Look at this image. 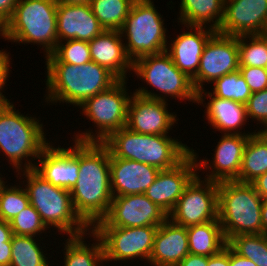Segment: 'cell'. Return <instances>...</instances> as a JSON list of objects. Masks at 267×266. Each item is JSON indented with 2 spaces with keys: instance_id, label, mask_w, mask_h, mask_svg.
Returning a JSON list of instances; mask_svg holds the SVG:
<instances>
[{
  "instance_id": "1",
  "label": "cell",
  "mask_w": 267,
  "mask_h": 266,
  "mask_svg": "<svg viewBox=\"0 0 267 266\" xmlns=\"http://www.w3.org/2000/svg\"><path fill=\"white\" fill-rule=\"evenodd\" d=\"M70 193L75 212L90 228L108 214L110 151L103 143L79 142V177Z\"/></svg>"
},
{
  "instance_id": "2",
  "label": "cell",
  "mask_w": 267,
  "mask_h": 266,
  "mask_svg": "<svg viewBox=\"0 0 267 266\" xmlns=\"http://www.w3.org/2000/svg\"><path fill=\"white\" fill-rule=\"evenodd\" d=\"M45 64L46 98L43 101L49 106L65 103L77 108L86 99L109 89L118 81L110 71L93 61L81 65Z\"/></svg>"
},
{
  "instance_id": "3",
  "label": "cell",
  "mask_w": 267,
  "mask_h": 266,
  "mask_svg": "<svg viewBox=\"0 0 267 266\" xmlns=\"http://www.w3.org/2000/svg\"><path fill=\"white\" fill-rule=\"evenodd\" d=\"M28 114L16 110L12 101L0 104V156H6L14 172L34 169L40 153L52 142L41 119Z\"/></svg>"
},
{
  "instance_id": "4",
  "label": "cell",
  "mask_w": 267,
  "mask_h": 266,
  "mask_svg": "<svg viewBox=\"0 0 267 266\" xmlns=\"http://www.w3.org/2000/svg\"><path fill=\"white\" fill-rule=\"evenodd\" d=\"M14 173L17 179L23 180L21 184L27 192L30 204L40 214L48 229L54 228L58 235L66 234V237L83 235L91 230L75 212L69 190L54 186L34 169Z\"/></svg>"
},
{
  "instance_id": "5",
  "label": "cell",
  "mask_w": 267,
  "mask_h": 266,
  "mask_svg": "<svg viewBox=\"0 0 267 266\" xmlns=\"http://www.w3.org/2000/svg\"><path fill=\"white\" fill-rule=\"evenodd\" d=\"M57 4L55 0H18L12 17L0 30V37L19 45L36 44L45 57L52 54L58 44Z\"/></svg>"
},
{
  "instance_id": "6",
  "label": "cell",
  "mask_w": 267,
  "mask_h": 266,
  "mask_svg": "<svg viewBox=\"0 0 267 266\" xmlns=\"http://www.w3.org/2000/svg\"><path fill=\"white\" fill-rule=\"evenodd\" d=\"M103 144L113 157L146 163L159 170L175 167L191 152L177 137L140 134L127 127L112 133Z\"/></svg>"
},
{
  "instance_id": "7",
  "label": "cell",
  "mask_w": 267,
  "mask_h": 266,
  "mask_svg": "<svg viewBox=\"0 0 267 266\" xmlns=\"http://www.w3.org/2000/svg\"><path fill=\"white\" fill-rule=\"evenodd\" d=\"M262 197L251 183L218 182V220L224 237L262 234Z\"/></svg>"
},
{
  "instance_id": "8",
  "label": "cell",
  "mask_w": 267,
  "mask_h": 266,
  "mask_svg": "<svg viewBox=\"0 0 267 266\" xmlns=\"http://www.w3.org/2000/svg\"><path fill=\"white\" fill-rule=\"evenodd\" d=\"M132 72L135 74L132 76L137 77V80L142 79L153 90L143 86L133 90L140 96L162 101L172 98L196 103L197 91L192 79L175 66L166 51L137 58L133 61Z\"/></svg>"
},
{
  "instance_id": "9",
  "label": "cell",
  "mask_w": 267,
  "mask_h": 266,
  "mask_svg": "<svg viewBox=\"0 0 267 266\" xmlns=\"http://www.w3.org/2000/svg\"><path fill=\"white\" fill-rule=\"evenodd\" d=\"M127 81L118 80L109 89L86 99L77 107L96 128L95 132L90 128L74 132L72 140L103 143L112 133L126 127L128 105L133 94L127 89Z\"/></svg>"
},
{
  "instance_id": "10",
  "label": "cell",
  "mask_w": 267,
  "mask_h": 266,
  "mask_svg": "<svg viewBox=\"0 0 267 266\" xmlns=\"http://www.w3.org/2000/svg\"><path fill=\"white\" fill-rule=\"evenodd\" d=\"M153 1L135 0L120 29L127 56L132 62L145 55L166 51L168 30Z\"/></svg>"
},
{
  "instance_id": "11",
  "label": "cell",
  "mask_w": 267,
  "mask_h": 266,
  "mask_svg": "<svg viewBox=\"0 0 267 266\" xmlns=\"http://www.w3.org/2000/svg\"><path fill=\"white\" fill-rule=\"evenodd\" d=\"M157 229L158 226L91 228L102 241L105 264L115 261V265L117 261L133 264V260L148 263Z\"/></svg>"
},
{
  "instance_id": "12",
  "label": "cell",
  "mask_w": 267,
  "mask_h": 266,
  "mask_svg": "<svg viewBox=\"0 0 267 266\" xmlns=\"http://www.w3.org/2000/svg\"><path fill=\"white\" fill-rule=\"evenodd\" d=\"M197 174L186 186L168 219L183 227L204 224L218 219V182Z\"/></svg>"
},
{
  "instance_id": "13",
  "label": "cell",
  "mask_w": 267,
  "mask_h": 266,
  "mask_svg": "<svg viewBox=\"0 0 267 266\" xmlns=\"http://www.w3.org/2000/svg\"><path fill=\"white\" fill-rule=\"evenodd\" d=\"M168 214L145 194L113 197L108 214L93 227L159 226Z\"/></svg>"
},
{
  "instance_id": "14",
  "label": "cell",
  "mask_w": 267,
  "mask_h": 266,
  "mask_svg": "<svg viewBox=\"0 0 267 266\" xmlns=\"http://www.w3.org/2000/svg\"><path fill=\"white\" fill-rule=\"evenodd\" d=\"M239 70L238 37L216 32L206 43L197 74L192 78L195 90H203L216 79ZM205 83V84H204Z\"/></svg>"
},
{
  "instance_id": "15",
  "label": "cell",
  "mask_w": 267,
  "mask_h": 266,
  "mask_svg": "<svg viewBox=\"0 0 267 266\" xmlns=\"http://www.w3.org/2000/svg\"><path fill=\"white\" fill-rule=\"evenodd\" d=\"M250 135L222 134L213 149L212 159L199 158L198 152L191 147V152L197 162L198 173L202 170V178L221 182L233 181L239 177L241 169L243 151ZM199 160V161H198ZM209 170V171H208ZM208 171V172H207ZM206 173V175H204Z\"/></svg>"
},
{
  "instance_id": "16",
  "label": "cell",
  "mask_w": 267,
  "mask_h": 266,
  "mask_svg": "<svg viewBox=\"0 0 267 266\" xmlns=\"http://www.w3.org/2000/svg\"><path fill=\"white\" fill-rule=\"evenodd\" d=\"M167 102L133 92L128 105L126 127L140 134L169 135L179 118L175 112H170Z\"/></svg>"
},
{
  "instance_id": "17",
  "label": "cell",
  "mask_w": 267,
  "mask_h": 266,
  "mask_svg": "<svg viewBox=\"0 0 267 266\" xmlns=\"http://www.w3.org/2000/svg\"><path fill=\"white\" fill-rule=\"evenodd\" d=\"M71 141V145L66 148L51 142L40 153L34 166V170L45 180L69 191L79 177V141Z\"/></svg>"
},
{
  "instance_id": "18",
  "label": "cell",
  "mask_w": 267,
  "mask_h": 266,
  "mask_svg": "<svg viewBox=\"0 0 267 266\" xmlns=\"http://www.w3.org/2000/svg\"><path fill=\"white\" fill-rule=\"evenodd\" d=\"M217 32L234 37L267 34V0H224Z\"/></svg>"
},
{
  "instance_id": "19",
  "label": "cell",
  "mask_w": 267,
  "mask_h": 266,
  "mask_svg": "<svg viewBox=\"0 0 267 266\" xmlns=\"http://www.w3.org/2000/svg\"><path fill=\"white\" fill-rule=\"evenodd\" d=\"M197 174V162L192 152H190L175 167L160 170L154 182L144 194L169 214L183 194L186 186Z\"/></svg>"
},
{
  "instance_id": "20",
  "label": "cell",
  "mask_w": 267,
  "mask_h": 266,
  "mask_svg": "<svg viewBox=\"0 0 267 266\" xmlns=\"http://www.w3.org/2000/svg\"><path fill=\"white\" fill-rule=\"evenodd\" d=\"M206 90L208 89L204 88L197 92L196 103L205 108V119L215 131L221 134L241 135H253L258 131V129L251 132L248 130H246L247 132L245 130L244 132L242 131L247 122H249L246 104L216 97ZM205 100H208V102L206 103Z\"/></svg>"
},
{
  "instance_id": "21",
  "label": "cell",
  "mask_w": 267,
  "mask_h": 266,
  "mask_svg": "<svg viewBox=\"0 0 267 266\" xmlns=\"http://www.w3.org/2000/svg\"><path fill=\"white\" fill-rule=\"evenodd\" d=\"M173 40L168 41L166 52L175 66L191 79L197 74L201 55L208 40L217 32L206 26H185Z\"/></svg>"
},
{
  "instance_id": "22",
  "label": "cell",
  "mask_w": 267,
  "mask_h": 266,
  "mask_svg": "<svg viewBox=\"0 0 267 266\" xmlns=\"http://www.w3.org/2000/svg\"><path fill=\"white\" fill-rule=\"evenodd\" d=\"M160 170L146 163L113 157L110 154V179L113 197L144 194Z\"/></svg>"
},
{
  "instance_id": "23",
  "label": "cell",
  "mask_w": 267,
  "mask_h": 266,
  "mask_svg": "<svg viewBox=\"0 0 267 266\" xmlns=\"http://www.w3.org/2000/svg\"><path fill=\"white\" fill-rule=\"evenodd\" d=\"M103 31L90 4H57L58 42L73 39L89 42Z\"/></svg>"
},
{
  "instance_id": "24",
  "label": "cell",
  "mask_w": 267,
  "mask_h": 266,
  "mask_svg": "<svg viewBox=\"0 0 267 266\" xmlns=\"http://www.w3.org/2000/svg\"><path fill=\"white\" fill-rule=\"evenodd\" d=\"M120 31L104 30L88 42L91 60L110 71L118 80H128L132 60L127 56Z\"/></svg>"
},
{
  "instance_id": "25",
  "label": "cell",
  "mask_w": 267,
  "mask_h": 266,
  "mask_svg": "<svg viewBox=\"0 0 267 266\" xmlns=\"http://www.w3.org/2000/svg\"><path fill=\"white\" fill-rule=\"evenodd\" d=\"M187 227L167 219L158 226L154 236L150 266H177L188 254Z\"/></svg>"
},
{
  "instance_id": "26",
  "label": "cell",
  "mask_w": 267,
  "mask_h": 266,
  "mask_svg": "<svg viewBox=\"0 0 267 266\" xmlns=\"http://www.w3.org/2000/svg\"><path fill=\"white\" fill-rule=\"evenodd\" d=\"M88 235V236H87ZM90 235V236H89ZM63 251L62 266H104V249L101 239L92 231L79 236H67ZM88 237H93L92 243H86ZM86 238V239H85Z\"/></svg>"
},
{
  "instance_id": "27",
  "label": "cell",
  "mask_w": 267,
  "mask_h": 266,
  "mask_svg": "<svg viewBox=\"0 0 267 266\" xmlns=\"http://www.w3.org/2000/svg\"><path fill=\"white\" fill-rule=\"evenodd\" d=\"M180 3L178 25L219 29L224 16V0H181Z\"/></svg>"
},
{
  "instance_id": "28",
  "label": "cell",
  "mask_w": 267,
  "mask_h": 266,
  "mask_svg": "<svg viewBox=\"0 0 267 266\" xmlns=\"http://www.w3.org/2000/svg\"><path fill=\"white\" fill-rule=\"evenodd\" d=\"M267 172V132L250 135L245 145L239 177L241 183H252Z\"/></svg>"
},
{
  "instance_id": "29",
  "label": "cell",
  "mask_w": 267,
  "mask_h": 266,
  "mask_svg": "<svg viewBox=\"0 0 267 266\" xmlns=\"http://www.w3.org/2000/svg\"><path fill=\"white\" fill-rule=\"evenodd\" d=\"M189 252L210 257L227 245L219 220L187 227Z\"/></svg>"
},
{
  "instance_id": "30",
  "label": "cell",
  "mask_w": 267,
  "mask_h": 266,
  "mask_svg": "<svg viewBox=\"0 0 267 266\" xmlns=\"http://www.w3.org/2000/svg\"><path fill=\"white\" fill-rule=\"evenodd\" d=\"M12 235L11 264L10 266H52L54 260L49 261L47 253L43 250L41 240L43 237ZM46 253V254H45ZM50 263V264H49Z\"/></svg>"
},
{
  "instance_id": "31",
  "label": "cell",
  "mask_w": 267,
  "mask_h": 266,
  "mask_svg": "<svg viewBox=\"0 0 267 266\" xmlns=\"http://www.w3.org/2000/svg\"><path fill=\"white\" fill-rule=\"evenodd\" d=\"M135 0H90V7L101 27L120 31Z\"/></svg>"
},
{
  "instance_id": "32",
  "label": "cell",
  "mask_w": 267,
  "mask_h": 266,
  "mask_svg": "<svg viewBox=\"0 0 267 266\" xmlns=\"http://www.w3.org/2000/svg\"><path fill=\"white\" fill-rule=\"evenodd\" d=\"M227 245L257 266H267V235L262 233L233 236L227 241Z\"/></svg>"
},
{
  "instance_id": "33",
  "label": "cell",
  "mask_w": 267,
  "mask_h": 266,
  "mask_svg": "<svg viewBox=\"0 0 267 266\" xmlns=\"http://www.w3.org/2000/svg\"><path fill=\"white\" fill-rule=\"evenodd\" d=\"M239 67H261L267 63V34L238 36Z\"/></svg>"
},
{
  "instance_id": "34",
  "label": "cell",
  "mask_w": 267,
  "mask_h": 266,
  "mask_svg": "<svg viewBox=\"0 0 267 266\" xmlns=\"http://www.w3.org/2000/svg\"><path fill=\"white\" fill-rule=\"evenodd\" d=\"M212 84L210 86L213 88L209 92L222 99H231L235 102L246 104L252 95L239 70L216 79Z\"/></svg>"
},
{
  "instance_id": "35",
  "label": "cell",
  "mask_w": 267,
  "mask_h": 266,
  "mask_svg": "<svg viewBox=\"0 0 267 266\" xmlns=\"http://www.w3.org/2000/svg\"><path fill=\"white\" fill-rule=\"evenodd\" d=\"M18 181L19 183L15 181L17 185H13V183L6 185L7 181H5L0 186V219L7 222L11 221L30 204L25 188L20 180Z\"/></svg>"
},
{
  "instance_id": "36",
  "label": "cell",
  "mask_w": 267,
  "mask_h": 266,
  "mask_svg": "<svg viewBox=\"0 0 267 266\" xmlns=\"http://www.w3.org/2000/svg\"><path fill=\"white\" fill-rule=\"evenodd\" d=\"M91 60L87 41L67 40L58 42L55 51L45 57V63L85 64Z\"/></svg>"
},
{
  "instance_id": "37",
  "label": "cell",
  "mask_w": 267,
  "mask_h": 266,
  "mask_svg": "<svg viewBox=\"0 0 267 266\" xmlns=\"http://www.w3.org/2000/svg\"><path fill=\"white\" fill-rule=\"evenodd\" d=\"M9 224L12 229V233L19 236H39V238H41V234L52 232L46 231L49 229L42 222L40 214L31 204L9 221Z\"/></svg>"
},
{
  "instance_id": "38",
  "label": "cell",
  "mask_w": 267,
  "mask_h": 266,
  "mask_svg": "<svg viewBox=\"0 0 267 266\" xmlns=\"http://www.w3.org/2000/svg\"><path fill=\"white\" fill-rule=\"evenodd\" d=\"M246 111L248 120L252 119V122H257V127L260 126L258 131L267 132V89L252 93L246 103Z\"/></svg>"
},
{
  "instance_id": "39",
  "label": "cell",
  "mask_w": 267,
  "mask_h": 266,
  "mask_svg": "<svg viewBox=\"0 0 267 266\" xmlns=\"http://www.w3.org/2000/svg\"><path fill=\"white\" fill-rule=\"evenodd\" d=\"M252 93L267 89V73L261 67H239Z\"/></svg>"
},
{
  "instance_id": "40",
  "label": "cell",
  "mask_w": 267,
  "mask_h": 266,
  "mask_svg": "<svg viewBox=\"0 0 267 266\" xmlns=\"http://www.w3.org/2000/svg\"><path fill=\"white\" fill-rule=\"evenodd\" d=\"M0 50V104L10 101V99L5 97L4 91L6 90L5 86L8 85L7 82L9 81L11 67H12V60L10 58V53L6 52V50ZM11 65V66H10ZM4 89V90H3ZM4 94H3V93Z\"/></svg>"
},
{
  "instance_id": "41",
  "label": "cell",
  "mask_w": 267,
  "mask_h": 266,
  "mask_svg": "<svg viewBox=\"0 0 267 266\" xmlns=\"http://www.w3.org/2000/svg\"><path fill=\"white\" fill-rule=\"evenodd\" d=\"M18 0H0V28L12 17Z\"/></svg>"
},
{
  "instance_id": "42",
  "label": "cell",
  "mask_w": 267,
  "mask_h": 266,
  "mask_svg": "<svg viewBox=\"0 0 267 266\" xmlns=\"http://www.w3.org/2000/svg\"><path fill=\"white\" fill-rule=\"evenodd\" d=\"M207 266H229V246L226 245L219 253L208 257Z\"/></svg>"
},
{
  "instance_id": "43",
  "label": "cell",
  "mask_w": 267,
  "mask_h": 266,
  "mask_svg": "<svg viewBox=\"0 0 267 266\" xmlns=\"http://www.w3.org/2000/svg\"><path fill=\"white\" fill-rule=\"evenodd\" d=\"M208 257L189 253L177 266H207Z\"/></svg>"
},
{
  "instance_id": "44",
  "label": "cell",
  "mask_w": 267,
  "mask_h": 266,
  "mask_svg": "<svg viewBox=\"0 0 267 266\" xmlns=\"http://www.w3.org/2000/svg\"><path fill=\"white\" fill-rule=\"evenodd\" d=\"M12 245L11 239L5 244H0V266H10Z\"/></svg>"
},
{
  "instance_id": "45",
  "label": "cell",
  "mask_w": 267,
  "mask_h": 266,
  "mask_svg": "<svg viewBox=\"0 0 267 266\" xmlns=\"http://www.w3.org/2000/svg\"><path fill=\"white\" fill-rule=\"evenodd\" d=\"M229 266H257V265L250 259L238 255L229 247Z\"/></svg>"
},
{
  "instance_id": "46",
  "label": "cell",
  "mask_w": 267,
  "mask_h": 266,
  "mask_svg": "<svg viewBox=\"0 0 267 266\" xmlns=\"http://www.w3.org/2000/svg\"><path fill=\"white\" fill-rule=\"evenodd\" d=\"M251 184L262 199H267V172L259 176Z\"/></svg>"
},
{
  "instance_id": "47",
  "label": "cell",
  "mask_w": 267,
  "mask_h": 266,
  "mask_svg": "<svg viewBox=\"0 0 267 266\" xmlns=\"http://www.w3.org/2000/svg\"><path fill=\"white\" fill-rule=\"evenodd\" d=\"M12 229L9 222L0 219V244H5L12 237Z\"/></svg>"
},
{
  "instance_id": "48",
  "label": "cell",
  "mask_w": 267,
  "mask_h": 266,
  "mask_svg": "<svg viewBox=\"0 0 267 266\" xmlns=\"http://www.w3.org/2000/svg\"><path fill=\"white\" fill-rule=\"evenodd\" d=\"M262 233L267 235V199H263L261 209Z\"/></svg>"
},
{
  "instance_id": "49",
  "label": "cell",
  "mask_w": 267,
  "mask_h": 266,
  "mask_svg": "<svg viewBox=\"0 0 267 266\" xmlns=\"http://www.w3.org/2000/svg\"><path fill=\"white\" fill-rule=\"evenodd\" d=\"M58 4H89L90 0H55Z\"/></svg>"
},
{
  "instance_id": "50",
  "label": "cell",
  "mask_w": 267,
  "mask_h": 266,
  "mask_svg": "<svg viewBox=\"0 0 267 266\" xmlns=\"http://www.w3.org/2000/svg\"><path fill=\"white\" fill-rule=\"evenodd\" d=\"M3 175L0 172V186L5 182V177H2ZM4 178V180H3Z\"/></svg>"
},
{
  "instance_id": "51",
  "label": "cell",
  "mask_w": 267,
  "mask_h": 266,
  "mask_svg": "<svg viewBox=\"0 0 267 266\" xmlns=\"http://www.w3.org/2000/svg\"><path fill=\"white\" fill-rule=\"evenodd\" d=\"M264 68H265V71H266V73H267V63H266V66H265Z\"/></svg>"
}]
</instances>
